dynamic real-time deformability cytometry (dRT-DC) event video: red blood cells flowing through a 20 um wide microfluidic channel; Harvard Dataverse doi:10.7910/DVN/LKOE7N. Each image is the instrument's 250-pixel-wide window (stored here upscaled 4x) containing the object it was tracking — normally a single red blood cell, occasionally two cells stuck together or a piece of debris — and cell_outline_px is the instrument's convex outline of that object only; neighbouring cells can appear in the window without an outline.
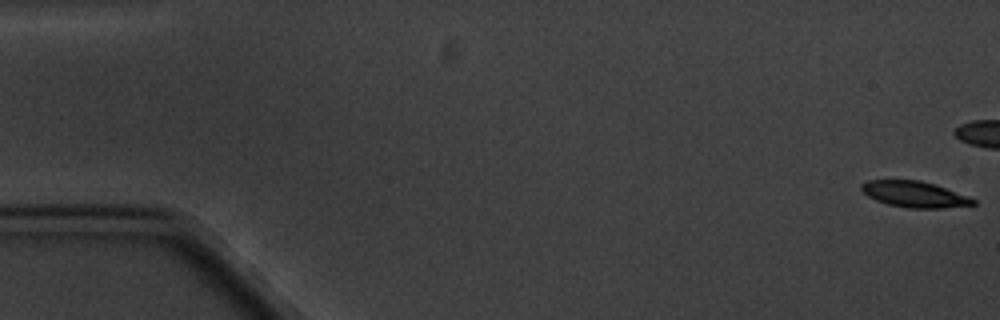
{"species": "common noctule bat (a hibernating species)", "species_latin": "Nyctalus noctula", "temperature_condition": "cold", "stored_images_in_passage": 9, "camera_frame_rate_fps": 3000, "um_per_image_px": 0.085, "animal": {"sex": "male", "body_mass_g": 20.1, "forearm_length_mm": 53.5}, "frame": {"image": 1, "passage_image": 1, "time_ms": 0.0, "image_size_px": [1000, 320], "cell_outline_px": [[976, 204], [944, 208], [908, 208], [888, 204], [876, 200], [868, 196], [860, 188], [860, 184], [868, 180], [920, 180], [936, 184], [968, 196], [976, 200]], "centroid_in_image_um": [77.74, 16.51], "position_along_channel_um": 7.3, "area_um2": 16.99}}